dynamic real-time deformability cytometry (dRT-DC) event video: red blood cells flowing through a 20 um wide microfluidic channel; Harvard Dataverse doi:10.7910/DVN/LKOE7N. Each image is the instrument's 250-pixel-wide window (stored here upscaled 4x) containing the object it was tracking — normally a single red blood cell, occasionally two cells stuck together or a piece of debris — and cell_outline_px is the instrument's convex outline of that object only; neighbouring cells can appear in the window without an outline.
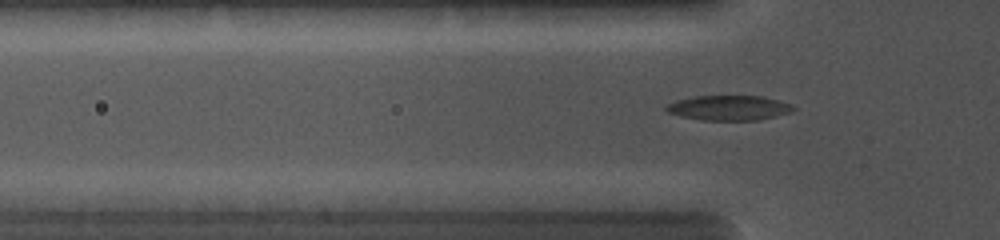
{"species": "common noctule bat (a hibernating species)", "species_latin": "Nyctalus noctula", "temperature_condition": "cold", "stored_images_in_passage": 49, "camera_frame_rate_fps": 5000, "um_per_image_px": 0.085, "animal": {"sex": "female", "body_mass_g": 19.0, "forearm_length_mm": 56.7}, "frame": {"image": 1, "passage_image": 18, "time_ms": 4.2, "image_size_px": [1000, 240], "cell_outline_px": [[796, 108], [792, 112], [776, 116], [756, 120], [700, 120], [680, 116], [668, 112], [664, 108], [668, 104], [676, 100], [696, 96], [760, 96], [792, 104]], "centroid_in_image_um": [61.95, 9.17], "position_along_channel_um": 63.8, "area_um2": 18.38}}
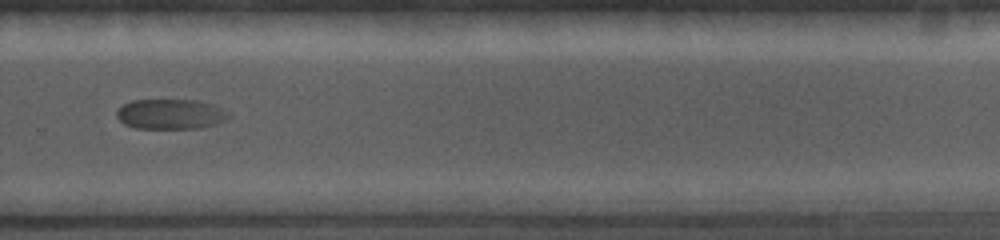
{"frame": {"image": 2, "passage_image": 40, "time_ms": 10.0, "image_size_px": [1000, 240], "cell_outline_px": [[232, 116], [216, 124], [200, 128], [136, 128], [124, 124], [116, 116], [116, 112], [124, 104], [132, 100], [196, 100], [212, 104], [232, 112]], "centroid_in_image_um": [14.54, 9.7], "position_along_channel_um": 315.3, "area_um2": 19.71}}
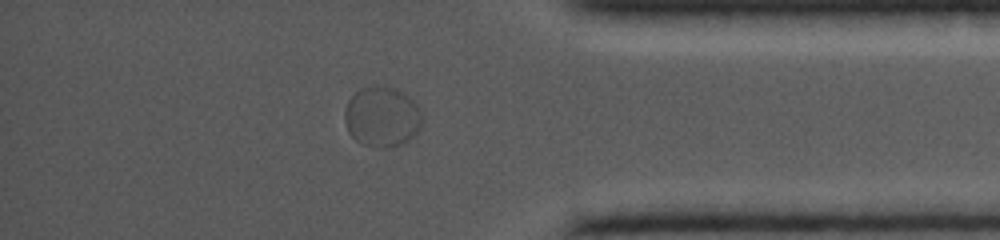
{"frame": {"image": 3, "passage_image": 44, "time_ms": 12.2, "image_size_px": [1000, 240], "cell_outline_px": [[420, 128], [404, 144], [384, 148], [360, 144], [348, 132], [344, 120], [344, 112], [348, 100], [356, 92], [364, 88], [392, 88], [408, 96], [420, 108]], "centroid_in_image_um": [32.44, 9.97], "position_along_channel_um": 402.8, "area_um2": 26.65}}